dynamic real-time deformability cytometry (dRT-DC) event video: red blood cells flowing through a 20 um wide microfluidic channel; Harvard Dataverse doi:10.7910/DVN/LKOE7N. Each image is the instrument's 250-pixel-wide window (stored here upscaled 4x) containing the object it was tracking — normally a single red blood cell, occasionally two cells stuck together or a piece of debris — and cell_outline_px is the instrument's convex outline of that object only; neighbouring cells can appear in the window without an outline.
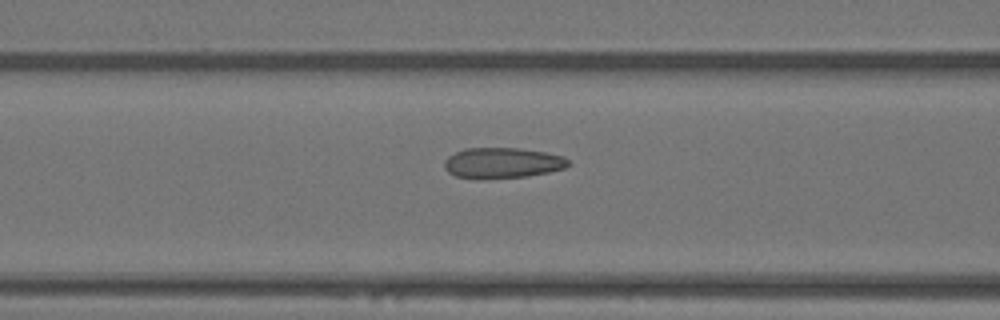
{"species": "Egyptian fruit bat (a non-hibernating species)", "species_latin": "Rousettus aegyptiacus", "temperature_condition": "warm", "stored_images_in_passage": 21, "camera_frame_rate_fps": 3000, "um_per_image_px": 0.085, "animal": {"sex": "female"}, "frame": {"image": 1, "passage_image": 8, "time_ms": 2.333, "image_size_px": [1000, 320], "cell_outline_px": [[572, 164], [564, 168], [548, 172], [528, 176], [480, 180], [476, 180], [456, 176], [448, 172], [444, 168], [444, 160], [448, 156], [464, 148], [520, 148], [544, 152], [564, 156]], "centroid_in_image_um": [42.68, 13.86], "position_along_channel_um": 123.9, "area_um2": 22.48}}
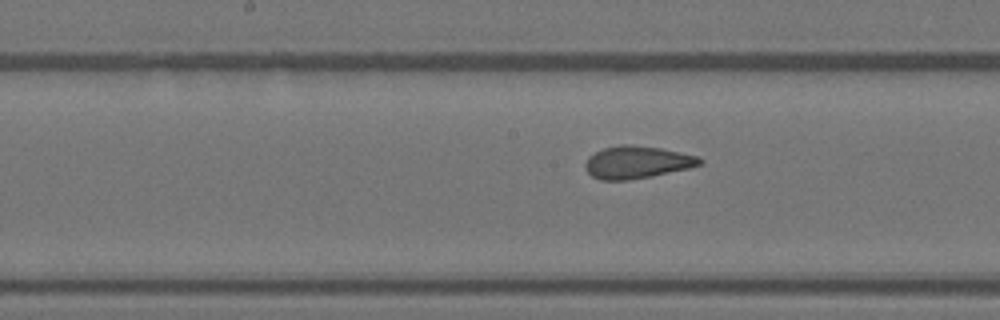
{"frame": {"image": 2, "passage_image": 14, "time_ms": 4.333, "image_size_px": [1000, 320], "cell_outline_px": [[704, 164], [688, 168], [652, 176], [628, 180], [600, 180], [592, 176], [584, 168], [584, 164], [588, 156], [604, 148], [620, 144], [628, 144], [660, 148], [700, 156], [704, 160]], "centroid_in_image_um": [54.16, 13.79], "position_along_channel_um": 194.0, "area_um2": 21.79}}
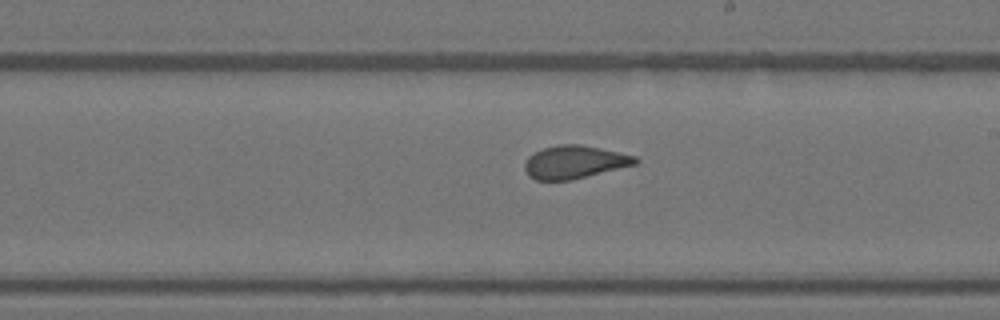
{"frame": {"image": 3, "passage_image": 18, "time_ms": 5.667, "image_size_px": [1000, 320], "cell_outline_px": [[640, 160], [636, 164], [572, 180], [536, 180], [528, 176], [524, 168], [524, 164], [528, 156], [544, 148], [560, 144], [580, 144], [600, 148], [636, 156]], "centroid_in_image_um": [48.83, 13.78], "position_along_channel_um": 240.2, "area_um2": 21.21}}